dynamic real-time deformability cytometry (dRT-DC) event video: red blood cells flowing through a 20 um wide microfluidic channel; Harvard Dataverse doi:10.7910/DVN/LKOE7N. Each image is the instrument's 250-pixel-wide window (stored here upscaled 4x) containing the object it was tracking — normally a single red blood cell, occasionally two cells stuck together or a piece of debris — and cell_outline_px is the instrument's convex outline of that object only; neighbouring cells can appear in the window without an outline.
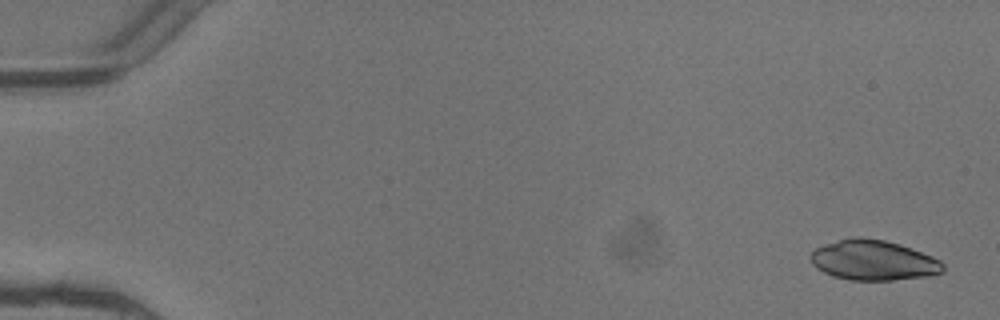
{"species": "common noctule bat (a hibernating species)", "species_latin": "Nyctalus noctula", "temperature_condition": "warm", "stored_images_in_passage": 4, "camera_frame_rate_fps": 3000, "um_per_image_px": 0.085, "animal": {"sex": "female"}, "frame": {"image": 1, "passage_image": 1, "time_ms": 0.0, "image_size_px": [1000, 320], "cell_outline_px": [[944, 272], [928, 276], [892, 280], [848, 280], [832, 276], [816, 268], [812, 264], [808, 256], [816, 248], [824, 244], [852, 236], [860, 236], [884, 240], [900, 244], [932, 256], [940, 260], [944, 264]], "centroid_in_image_um": [74.22, 22.12], "position_along_channel_um": 10.8, "area_um2": 31.27}}